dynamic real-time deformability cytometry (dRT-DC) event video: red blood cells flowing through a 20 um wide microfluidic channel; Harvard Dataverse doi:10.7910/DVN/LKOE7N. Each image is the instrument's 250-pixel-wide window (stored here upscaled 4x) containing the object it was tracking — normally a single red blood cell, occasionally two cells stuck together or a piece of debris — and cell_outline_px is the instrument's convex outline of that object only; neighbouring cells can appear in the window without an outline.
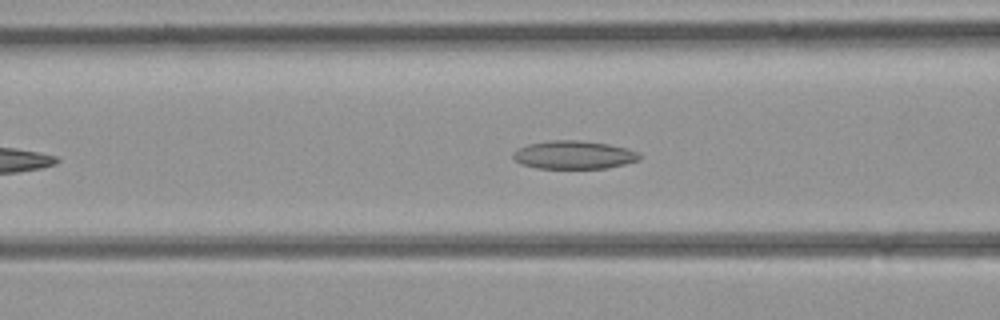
{"species": "common noctule bat (a hibernating species)", "species_latin": "Nyctalus noctula", "temperature_condition": "room temperature", "stored_images_in_passage": 33, "camera_frame_rate_fps": 3000, "um_per_image_px": 0.085, "animal": {"sex": "female", "body_mass_g": 21.9}, "frame": {"image": 1, "passage_image": 9, "time_ms": 2.667, "image_size_px": [1000, 320], "cell_outline_px": [[640, 160], [624, 164], [604, 168], [536, 168], [520, 164], [512, 156], [512, 152], [516, 148], [528, 144], [548, 140], [580, 140], [608, 144], [628, 148], [640, 152]], "centroid_in_image_um": [48.76, 13.15], "position_along_channel_um": 117.8, "area_um2": 20.98}}
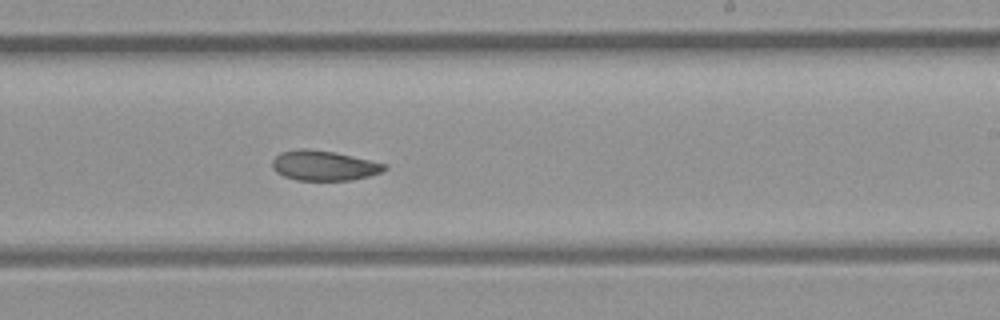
{"frame": {"image": 2, "passage_image": 18, "time_ms": 5.667, "image_size_px": [1000, 320], "cell_outline_px": [[388, 168], [380, 172], [368, 176], [352, 180], [296, 180], [284, 176], [276, 172], [272, 168], [272, 160], [280, 152], [304, 148], [336, 152], [388, 164]], "centroid_in_image_um": [27.54, 14.07], "position_along_channel_um": 261.5, "area_um2": 19.65}}
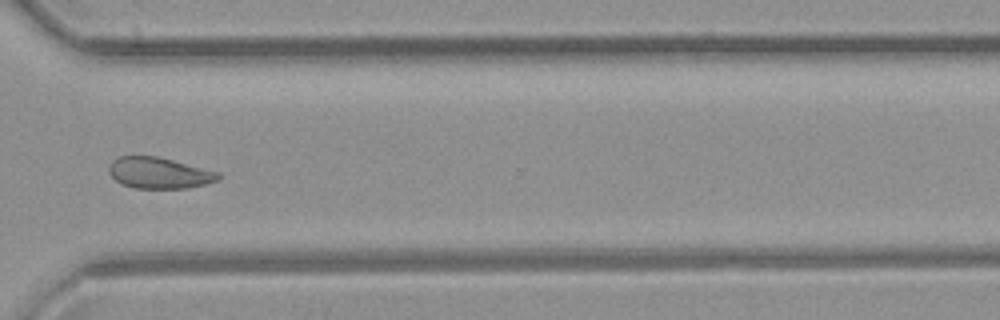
{"frame": {"image": 3, "passage_image": 24, "time_ms": 7.667, "image_size_px": [1000, 320], "cell_outline_px": [[220, 176], [216, 180], [204, 184], [188, 188], [136, 188], [120, 184], [108, 172], [108, 168], [112, 160], [120, 156], [156, 156], [220, 172]], "centroid_in_image_um": [13.49, 14.7], "position_along_channel_um": 357.1, "area_um2": 19.71}}